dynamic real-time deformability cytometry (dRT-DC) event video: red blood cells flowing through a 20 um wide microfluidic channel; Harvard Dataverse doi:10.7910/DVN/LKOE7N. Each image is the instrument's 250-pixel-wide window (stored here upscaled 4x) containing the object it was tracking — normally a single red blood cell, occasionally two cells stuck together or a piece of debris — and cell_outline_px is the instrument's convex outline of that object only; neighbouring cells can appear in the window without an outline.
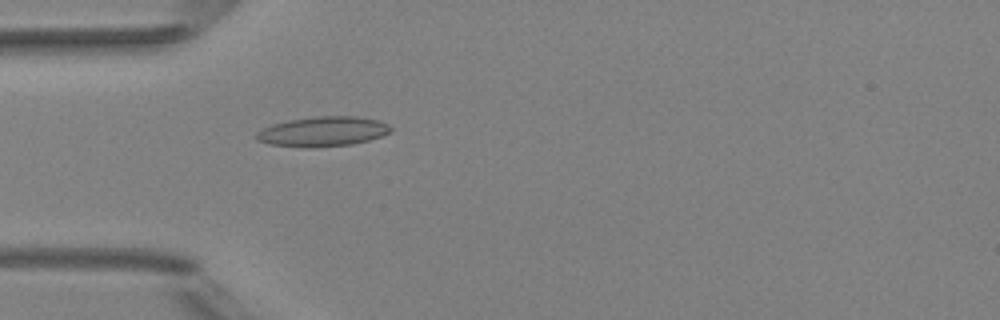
{"species": "Egyptian fruit bat (a non-hibernating species)", "species_latin": "Rousettus aegyptiacus", "temperature_condition": "room temperature", "stored_images_in_passage": 4, "camera_frame_rate_fps": 3000, "um_per_image_px": 0.085, "animal": {"sex": "female"}, "frame": {"image": 1, "passage_image": 4, "time_ms": 4.333, "image_size_px": [1000, 320], "cell_outline_px": [[392, 132], [368, 140], [352, 144], [304, 148], [272, 144], [256, 140], [256, 132], [272, 124], [288, 120], [316, 116], [356, 116], [380, 120], [388, 124], [392, 128]], "centroid_in_image_um": [27.46, 11.17], "position_along_channel_um": 57.5, "area_um2": 23.35}}